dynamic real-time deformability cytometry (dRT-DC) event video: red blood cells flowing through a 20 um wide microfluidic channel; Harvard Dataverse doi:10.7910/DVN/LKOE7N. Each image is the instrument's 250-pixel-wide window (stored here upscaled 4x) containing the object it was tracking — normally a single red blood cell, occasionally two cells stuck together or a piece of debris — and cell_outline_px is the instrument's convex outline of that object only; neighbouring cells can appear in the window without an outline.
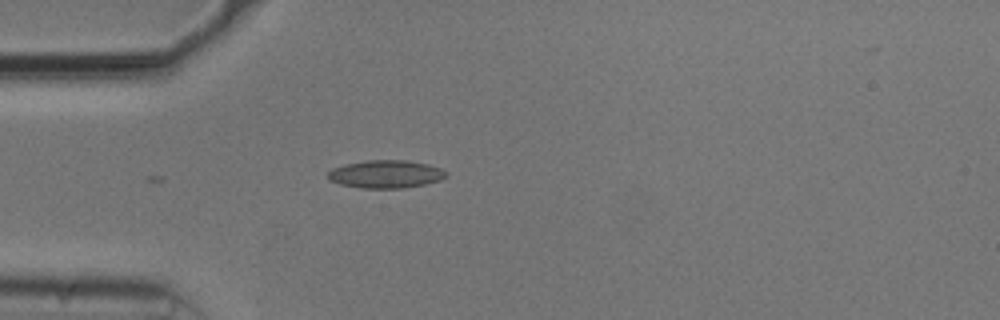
{"species": "common noctule bat (a hibernating species)", "species_latin": "Nyctalus noctula", "temperature_condition": "cold", "stored_images_in_passage": 10, "camera_frame_rate_fps": 3000, "um_per_image_px": 0.085, "animal": {"sex": "male", "body_mass_g": 20.5, "forearm_length_mm": 52.5}, "frame": {"image": 1, "passage_image": 1, "time_ms": 0.0, "image_size_px": [1000, 320], "cell_outline_px": [[448, 176], [440, 180], [424, 184], [404, 188], [360, 188], [340, 184], [328, 180], [328, 172], [332, 168], [344, 164], [368, 160], [408, 160], [428, 164], [440, 168], [448, 172]], "centroid_in_image_um": [32.79, 14.8], "position_along_channel_um": 52.2, "area_um2": 19.36}}
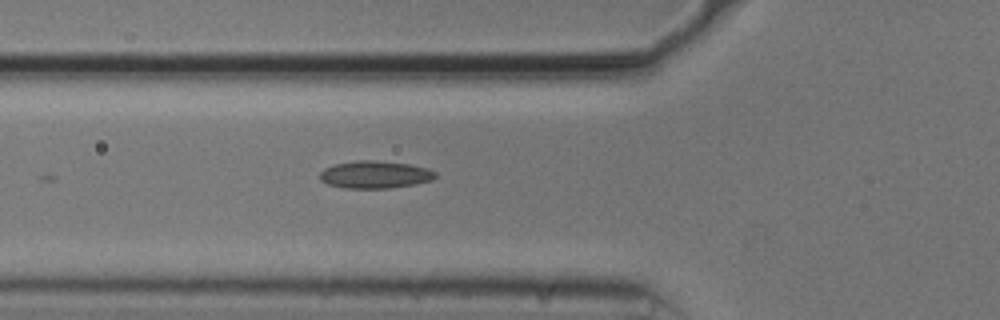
{"frame": {"image": 2, "passage_image": 5, "time_ms": 1.333, "image_size_px": [1000, 320], "cell_outline_px": [[436, 176], [432, 180], [416, 184], [388, 188], [344, 188], [328, 184], [320, 180], [320, 172], [324, 168], [332, 164], [356, 160], [376, 160], [408, 164], [428, 168], [436, 172]], "centroid_in_image_um": [31.86, 14.83], "position_along_channel_um": 93.9, "area_um2": 18.61}}
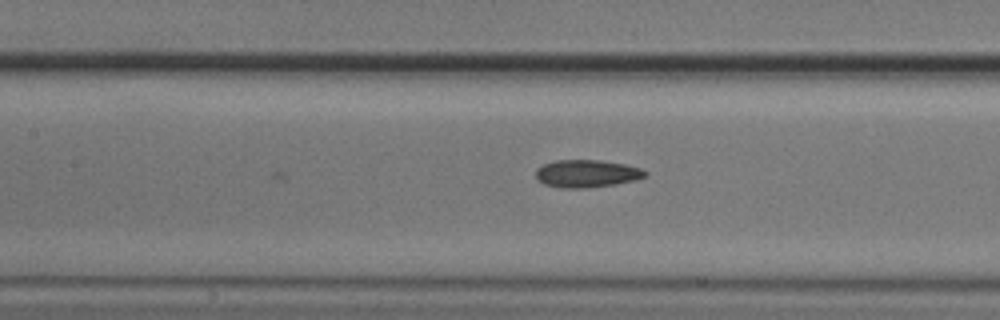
{"frame": {"image": 3, "passage_image": 10, "time_ms": 3.0, "image_size_px": [1000, 320], "cell_outline_px": [[648, 176], [636, 180], [616, 184], [588, 188], [560, 188], [544, 184], [536, 180], [536, 168], [544, 164], [556, 160], [600, 160], [628, 164], [640, 168], [648, 172]], "centroid_in_image_um": [49.9, 14.76], "position_along_channel_um": 157.5, "area_um2": 17.92}}